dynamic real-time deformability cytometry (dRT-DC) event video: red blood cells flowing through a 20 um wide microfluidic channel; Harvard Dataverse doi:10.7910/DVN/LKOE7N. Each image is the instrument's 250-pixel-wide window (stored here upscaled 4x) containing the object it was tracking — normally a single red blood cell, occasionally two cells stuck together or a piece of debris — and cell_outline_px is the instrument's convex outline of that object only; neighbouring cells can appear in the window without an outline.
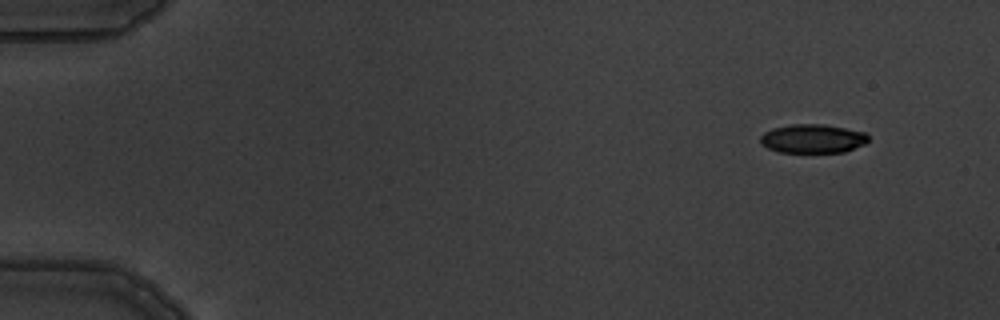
{"species": "common noctule bat (a hibernating species)", "species_latin": "Nyctalus noctula", "temperature_condition": "warm", "stored_images_in_passage": 5, "camera_frame_rate_fps": 3000, "um_per_image_px": 0.085, "animal": {"sex": "male", "body_mass_g": 19.5, "forearm_length_mm": 54.6}, "frame": {"image": 1, "passage_image": 1, "time_ms": 0.0, "image_size_px": [1000, 320], "cell_outline_px": [[868, 140], [864, 144], [844, 152], [780, 152], [768, 148], [760, 144], [760, 136], [764, 132], [772, 128], [792, 124], [824, 124], [864, 132], [868, 136]], "centroid_in_image_um": [69.04, 11.78], "position_along_channel_um": 16.0, "area_um2": 18.09}}